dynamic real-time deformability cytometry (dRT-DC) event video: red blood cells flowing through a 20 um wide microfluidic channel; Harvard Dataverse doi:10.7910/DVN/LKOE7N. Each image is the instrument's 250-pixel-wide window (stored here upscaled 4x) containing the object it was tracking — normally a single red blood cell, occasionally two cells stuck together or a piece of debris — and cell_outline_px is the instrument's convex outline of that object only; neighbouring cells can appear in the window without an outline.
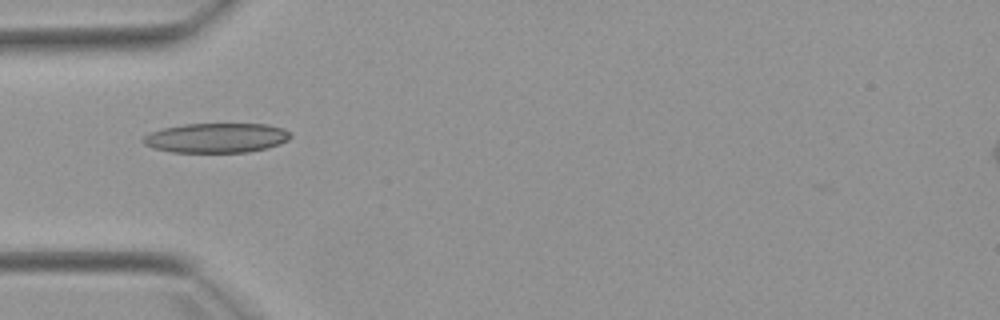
{"species": "Egyptian fruit bat (a non-hibernating species)", "species_latin": "Rousettus aegyptiacus", "temperature_condition": "warm", "stored_images_in_passage": 5, "camera_frame_rate_fps": 3000, "um_per_image_px": 0.085, "animal": {"sex": "female"}, "frame": {"image": 1, "passage_image": 5, "time_ms": 4.667, "image_size_px": [1000, 320], "cell_outline_px": [[292, 136], [288, 140], [280, 144], [268, 148], [248, 152], [172, 152], [152, 148], [144, 144], [140, 140], [148, 132], [164, 128], [184, 124], [268, 124], [284, 128]], "centroid_in_image_um": [18.38, 11.72], "position_along_channel_um": 66.6, "area_um2": 25.66}}